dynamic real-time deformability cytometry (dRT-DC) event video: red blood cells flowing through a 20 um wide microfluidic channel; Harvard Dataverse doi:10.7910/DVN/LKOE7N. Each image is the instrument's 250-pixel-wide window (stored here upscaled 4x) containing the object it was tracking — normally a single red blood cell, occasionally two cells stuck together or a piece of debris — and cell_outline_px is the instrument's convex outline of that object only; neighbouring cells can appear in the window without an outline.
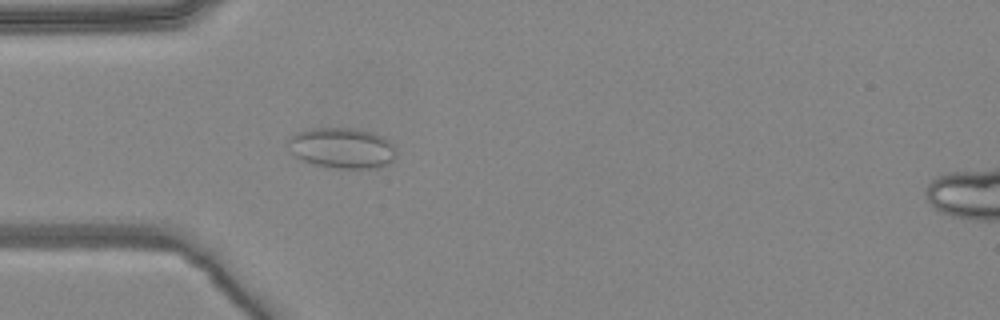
{"species": "common noctule bat (a hibernating species)", "species_latin": "Nyctalus noctula", "temperature_condition": "warm", "stored_images_in_passage": 4, "camera_frame_rate_fps": 3000, "um_per_image_px": 0.085, "animal": {"sex": "female", "body_mass_g": 24.6, "forearm_length_mm": 56.2}, "frame": {"image": 1, "passage_image": 4, "time_ms": 1.0, "image_size_px": [1000, 320], "cell_outline_px": [[396, 156], [388, 164], [376, 168], [336, 168], [316, 164], [304, 160], [296, 156], [292, 152], [288, 144], [288, 140], [296, 132], [312, 128], [356, 128], [372, 132], [388, 140], [392, 144], [396, 152]], "centroid_in_image_um": [29.09, 12.57], "position_along_channel_um": 55.9, "area_um2": 25.37}}